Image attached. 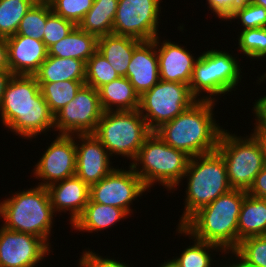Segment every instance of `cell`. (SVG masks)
Wrapping results in <instances>:
<instances>
[{
	"label": "cell",
	"instance_id": "23",
	"mask_svg": "<svg viewBox=\"0 0 266 267\" xmlns=\"http://www.w3.org/2000/svg\"><path fill=\"white\" fill-rule=\"evenodd\" d=\"M98 37L76 26L66 37L48 48V56L84 61L97 51Z\"/></svg>",
	"mask_w": 266,
	"mask_h": 267
},
{
	"label": "cell",
	"instance_id": "16",
	"mask_svg": "<svg viewBox=\"0 0 266 267\" xmlns=\"http://www.w3.org/2000/svg\"><path fill=\"white\" fill-rule=\"evenodd\" d=\"M75 140V175L89 186L98 183L114 169L107 149L93 134H76Z\"/></svg>",
	"mask_w": 266,
	"mask_h": 267
},
{
	"label": "cell",
	"instance_id": "30",
	"mask_svg": "<svg viewBox=\"0 0 266 267\" xmlns=\"http://www.w3.org/2000/svg\"><path fill=\"white\" fill-rule=\"evenodd\" d=\"M37 0H0V37L15 35L20 21Z\"/></svg>",
	"mask_w": 266,
	"mask_h": 267
},
{
	"label": "cell",
	"instance_id": "7",
	"mask_svg": "<svg viewBox=\"0 0 266 267\" xmlns=\"http://www.w3.org/2000/svg\"><path fill=\"white\" fill-rule=\"evenodd\" d=\"M236 58L235 55L217 49H207L200 54L189 84L192 95L197 100L217 102L216 97L238 89L236 86L241 82L242 69Z\"/></svg>",
	"mask_w": 266,
	"mask_h": 267
},
{
	"label": "cell",
	"instance_id": "6",
	"mask_svg": "<svg viewBox=\"0 0 266 267\" xmlns=\"http://www.w3.org/2000/svg\"><path fill=\"white\" fill-rule=\"evenodd\" d=\"M189 159L186 153L167 145L152 132L130 166L148 190L158 182L171 192L181 183Z\"/></svg>",
	"mask_w": 266,
	"mask_h": 267
},
{
	"label": "cell",
	"instance_id": "44",
	"mask_svg": "<svg viewBox=\"0 0 266 267\" xmlns=\"http://www.w3.org/2000/svg\"><path fill=\"white\" fill-rule=\"evenodd\" d=\"M159 267H180L179 264L175 261L174 257L172 260H167L165 261L163 264L161 263V265Z\"/></svg>",
	"mask_w": 266,
	"mask_h": 267
},
{
	"label": "cell",
	"instance_id": "5",
	"mask_svg": "<svg viewBox=\"0 0 266 267\" xmlns=\"http://www.w3.org/2000/svg\"><path fill=\"white\" fill-rule=\"evenodd\" d=\"M54 214L48 190L40 185L19 190L0 202V217L4 219L2 226L40 237L50 248Z\"/></svg>",
	"mask_w": 266,
	"mask_h": 267
},
{
	"label": "cell",
	"instance_id": "40",
	"mask_svg": "<svg viewBox=\"0 0 266 267\" xmlns=\"http://www.w3.org/2000/svg\"><path fill=\"white\" fill-rule=\"evenodd\" d=\"M253 104L252 110L256 122L252 133L256 136H266V95L261 96L257 101L255 100Z\"/></svg>",
	"mask_w": 266,
	"mask_h": 267
},
{
	"label": "cell",
	"instance_id": "38",
	"mask_svg": "<svg viewBox=\"0 0 266 267\" xmlns=\"http://www.w3.org/2000/svg\"><path fill=\"white\" fill-rule=\"evenodd\" d=\"M130 267L124 262L116 261L114 258H103L96 252L85 250L78 261V267Z\"/></svg>",
	"mask_w": 266,
	"mask_h": 267
},
{
	"label": "cell",
	"instance_id": "24",
	"mask_svg": "<svg viewBox=\"0 0 266 267\" xmlns=\"http://www.w3.org/2000/svg\"><path fill=\"white\" fill-rule=\"evenodd\" d=\"M98 93L104 112L139 109L140 96L126 77H119L101 86Z\"/></svg>",
	"mask_w": 266,
	"mask_h": 267
},
{
	"label": "cell",
	"instance_id": "13",
	"mask_svg": "<svg viewBox=\"0 0 266 267\" xmlns=\"http://www.w3.org/2000/svg\"><path fill=\"white\" fill-rule=\"evenodd\" d=\"M128 169L116 167L98 183L91 185L90 199L123 209L131 216L133 209L130 206L133 201L149 190L130 165Z\"/></svg>",
	"mask_w": 266,
	"mask_h": 267
},
{
	"label": "cell",
	"instance_id": "17",
	"mask_svg": "<svg viewBox=\"0 0 266 267\" xmlns=\"http://www.w3.org/2000/svg\"><path fill=\"white\" fill-rule=\"evenodd\" d=\"M161 45H160V44ZM160 80L190 84L196 60L187 48L156 37Z\"/></svg>",
	"mask_w": 266,
	"mask_h": 267
},
{
	"label": "cell",
	"instance_id": "36",
	"mask_svg": "<svg viewBox=\"0 0 266 267\" xmlns=\"http://www.w3.org/2000/svg\"><path fill=\"white\" fill-rule=\"evenodd\" d=\"M94 0H48L52 11L64 19L74 22L76 25L83 19Z\"/></svg>",
	"mask_w": 266,
	"mask_h": 267
},
{
	"label": "cell",
	"instance_id": "8",
	"mask_svg": "<svg viewBox=\"0 0 266 267\" xmlns=\"http://www.w3.org/2000/svg\"><path fill=\"white\" fill-rule=\"evenodd\" d=\"M249 135L237 136L223 129L216 149L223 157L232 189L246 192L266 165L262 142L253 133Z\"/></svg>",
	"mask_w": 266,
	"mask_h": 267
},
{
	"label": "cell",
	"instance_id": "10",
	"mask_svg": "<svg viewBox=\"0 0 266 267\" xmlns=\"http://www.w3.org/2000/svg\"><path fill=\"white\" fill-rule=\"evenodd\" d=\"M196 101L188 84L159 80L140 96L139 112L155 132Z\"/></svg>",
	"mask_w": 266,
	"mask_h": 267
},
{
	"label": "cell",
	"instance_id": "45",
	"mask_svg": "<svg viewBox=\"0 0 266 267\" xmlns=\"http://www.w3.org/2000/svg\"><path fill=\"white\" fill-rule=\"evenodd\" d=\"M251 3L263 6L266 9V0H250Z\"/></svg>",
	"mask_w": 266,
	"mask_h": 267
},
{
	"label": "cell",
	"instance_id": "18",
	"mask_svg": "<svg viewBox=\"0 0 266 267\" xmlns=\"http://www.w3.org/2000/svg\"><path fill=\"white\" fill-rule=\"evenodd\" d=\"M6 41L10 72L13 75L34 76L48 56L44 42L23 35L9 36Z\"/></svg>",
	"mask_w": 266,
	"mask_h": 267
},
{
	"label": "cell",
	"instance_id": "11",
	"mask_svg": "<svg viewBox=\"0 0 266 267\" xmlns=\"http://www.w3.org/2000/svg\"><path fill=\"white\" fill-rule=\"evenodd\" d=\"M98 90L83 84L75 98L54 115L58 135L93 134L103 115Z\"/></svg>",
	"mask_w": 266,
	"mask_h": 267
},
{
	"label": "cell",
	"instance_id": "49",
	"mask_svg": "<svg viewBox=\"0 0 266 267\" xmlns=\"http://www.w3.org/2000/svg\"><path fill=\"white\" fill-rule=\"evenodd\" d=\"M218 267H222L223 265H217ZM223 267H234L231 263L230 264H228V266H227V263H226V265H224Z\"/></svg>",
	"mask_w": 266,
	"mask_h": 267
},
{
	"label": "cell",
	"instance_id": "25",
	"mask_svg": "<svg viewBox=\"0 0 266 267\" xmlns=\"http://www.w3.org/2000/svg\"><path fill=\"white\" fill-rule=\"evenodd\" d=\"M34 76L38 83L85 81L86 63L74 58L47 56Z\"/></svg>",
	"mask_w": 266,
	"mask_h": 267
},
{
	"label": "cell",
	"instance_id": "37",
	"mask_svg": "<svg viewBox=\"0 0 266 267\" xmlns=\"http://www.w3.org/2000/svg\"><path fill=\"white\" fill-rule=\"evenodd\" d=\"M77 25L52 12L46 19L43 39L46 48L66 37Z\"/></svg>",
	"mask_w": 266,
	"mask_h": 267
},
{
	"label": "cell",
	"instance_id": "9",
	"mask_svg": "<svg viewBox=\"0 0 266 267\" xmlns=\"http://www.w3.org/2000/svg\"><path fill=\"white\" fill-rule=\"evenodd\" d=\"M152 133L139 109L103 112L93 135L111 157L136 158L146 138Z\"/></svg>",
	"mask_w": 266,
	"mask_h": 267
},
{
	"label": "cell",
	"instance_id": "33",
	"mask_svg": "<svg viewBox=\"0 0 266 267\" xmlns=\"http://www.w3.org/2000/svg\"><path fill=\"white\" fill-rule=\"evenodd\" d=\"M119 77L120 76L116 73L111 64L98 51L86 62L85 84L96 90Z\"/></svg>",
	"mask_w": 266,
	"mask_h": 267
},
{
	"label": "cell",
	"instance_id": "39",
	"mask_svg": "<svg viewBox=\"0 0 266 267\" xmlns=\"http://www.w3.org/2000/svg\"><path fill=\"white\" fill-rule=\"evenodd\" d=\"M209 10L211 9L218 18L223 21L238 7L245 5L250 0H206Z\"/></svg>",
	"mask_w": 266,
	"mask_h": 267
},
{
	"label": "cell",
	"instance_id": "15",
	"mask_svg": "<svg viewBox=\"0 0 266 267\" xmlns=\"http://www.w3.org/2000/svg\"><path fill=\"white\" fill-rule=\"evenodd\" d=\"M50 251L40 237L0 227V267H37Z\"/></svg>",
	"mask_w": 266,
	"mask_h": 267
},
{
	"label": "cell",
	"instance_id": "48",
	"mask_svg": "<svg viewBox=\"0 0 266 267\" xmlns=\"http://www.w3.org/2000/svg\"><path fill=\"white\" fill-rule=\"evenodd\" d=\"M265 79H266V72H265V74H263V75H261V77L259 78V82L261 83V82H265Z\"/></svg>",
	"mask_w": 266,
	"mask_h": 267
},
{
	"label": "cell",
	"instance_id": "31",
	"mask_svg": "<svg viewBox=\"0 0 266 267\" xmlns=\"http://www.w3.org/2000/svg\"><path fill=\"white\" fill-rule=\"evenodd\" d=\"M52 12L48 0H37L20 21L15 35L42 40L46 19Z\"/></svg>",
	"mask_w": 266,
	"mask_h": 267
},
{
	"label": "cell",
	"instance_id": "26",
	"mask_svg": "<svg viewBox=\"0 0 266 267\" xmlns=\"http://www.w3.org/2000/svg\"><path fill=\"white\" fill-rule=\"evenodd\" d=\"M260 235H266V200L247 194L238 217V244Z\"/></svg>",
	"mask_w": 266,
	"mask_h": 267
},
{
	"label": "cell",
	"instance_id": "28",
	"mask_svg": "<svg viewBox=\"0 0 266 267\" xmlns=\"http://www.w3.org/2000/svg\"><path fill=\"white\" fill-rule=\"evenodd\" d=\"M176 231L179 234L189 236L194 242L193 245L186 247L180 256L174 258L180 267H211L214 262L212 252H221L226 254L219 246L205 241L193 238L182 226H177ZM212 250V251H211ZM211 252V253H209Z\"/></svg>",
	"mask_w": 266,
	"mask_h": 267
},
{
	"label": "cell",
	"instance_id": "4",
	"mask_svg": "<svg viewBox=\"0 0 266 267\" xmlns=\"http://www.w3.org/2000/svg\"><path fill=\"white\" fill-rule=\"evenodd\" d=\"M183 178H187V187L178 226H182L199 209L232 190L225 162L217 150L191 157Z\"/></svg>",
	"mask_w": 266,
	"mask_h": 267
},
{
	"label": "cell",
	"instance_id": "27",
	"mask_svg": "<svg viewBox=\"0 0 266 267\" xmlns=\"http://www.w3.org/2000/svg\"><path fill=\"white\" fill-rule=\"evenodd\" d=\"M117 6L118 0H94L77 26L97 37L112 34Z\"/></svg>",
	"mask_w": 266,
	"mask_h": 267
},
{
	"label": "cell",
	"instance_id": "42",
	"mask_svg": "<svg viewBox=\"0 0 266 267\" xmlns=\"http://www.w3.org/2000/svg\"><path fill=\"white\" fill-rule=\"evenodd\" d=\"M0 69L9 70L8 45L3 37H0Z\"/></svg>",
	"mask_w": 266,
	"mask_h": 267
},
{
	"label": "cell",
	"instance_id": "29",
	"mask_svg": "<svg viewBox=\"0 0 266 267\" xmlns=\"http://www.w3.org/2000/svg\"><path fill=\"white\" fill-rule=\"evenodd\" d=\"M40 91L48 104L50 112L55 115L70 103L85 81H62L54 83H38Z\"/></svg>",
	"mask_w": 266,
	"mask_h": 267
},
{
	"label": "cell",
	"instance_id": "21",
	"mask_svg": "<svg viewBox=\"0 0 266 267\" xmlns=\"http://www.w3.org/2000/svg\"><path fill=\"white\" fill-rule=\"evenodd\" d=\"M141 40L123 35L107 34L98 37L97 51L111 64L120 77H126L134 48Z\"/></svg>",
	"mask_w": 266,
	"mask_h": 267
},
{
	"label": "cell",
	"instance_id": "46",
	"mask_svg": "<svg viewBox=\"0 0 266 267\" xmlns=\"http://www.w3.org/2000/svg\"><path fill=\"white\" fill-rule=\"evenodd\" d=\"M235 259L236 260L231 263L234 267H248L245 266L236 256Z\"/></svg>",
	"mask_w": 266,
	"mask_h": 267
},
{
	"label": "cell",
	"instance_id": "12",
	"mask_svg": "<svg viewBox=\"0 0 266 267\" xmlns=\"http://www.w3.org/2000/svg\"><path fill=\"white\" fill-rule=\"evenodd\" d=\"M162 0H118L113 34L141 41L154 40L159 34Z\"/></svg>",
	"mask_w": 266,
	"mask_h": 267
},
{
	"label": "cell",
	"instance_id": "3",
	"mask_svg": "<svg viewBox=\"0 0 266 267\" xmlns=\"http://www.w3.org/2000/svg\"><path fill=\"white\" fill-rule=\"evenodd\" d=\"M246 195V191L232 189L195 212L182 227L193 238L232 253L238 246V217Z\"/></svg>",
	"mask_w": 266,
	"mask_h": 267
},
{
	"label": "cell",
	"instance_id": "19",
	"mask_svg": "<svg viewBox=\"0 0 266 267\" xmlns=\"http://www.w3.org/2000/svg\"><path fill=\"white\" fill-rule=\"evenodd\" d=\"M126 78L141 96L159 82L156 38L141 41L135 48L127 68Z\"/></svg>",
	"mask_w": 266,
	"mask_h": 267
},
{
	"label": "cell",
	"instance_id": "2",
	"mask_svg": "<svg viewBox=\"0 0 266 267\" xmlns=\"http://www.w3.org/2000/svg\"><path fill=\"white\" fill-rule=\"evenodd\" d=\"M216 102L197 100L155 133L169 146L190 158L216 151L223 127L216 122ZM218 123V124H217Z\"/></svg>",
	"mask_w": 266,
	"mask_h": 267
},
{
	"label": "cell",
	"instance_id": "47",
	"mask_svg": "<svg viewBox=\"0 0 266 267\" xmlns=\"http://www.w3.org/2000/svg\"><path fill=\"white\" fill-rule=\"evenodd\" d=\"M260 141L262 142L264 153H265V162H266V136H258Z\"/></svg>",
	"mask_w": 266,
	"mask_h": 267
},
{
	"label": "cell",
	"instance_id": "32",
	"mask_svg": "<svg viewBox=\"0 0 266 267\" xmlns=\"http://www.w3.org/2000/svg\"><path fill=\"white\" fill-rule=\"evenodd\" d=\"M230 254L236 256L245 266L266 267V235L241 240Z\"/></svg>",
	"mask_w": 266,
	"mask_h": 267
},
{
	"label": "cell",
	"instance_id": "41",
	"mask_svg": "<svg viewBox=\"0 0 266 267\" xmlns=\"http://www.w3.org/2000/svg\"><path fill=\"white\" fill-rule=\"evenodd\" d=\"M247 194L266 200V165L256 175L255 180Z\"/></svg>",
	"mask_w": 266,
	"mask_h": 267
},
{
	"label": "cell",
	"instance_id": "1",
	"mask_svg": "<svg viewBox=\"0 0 266 267\" xmlns=\"http://www.w3.org/2000/svg\"><path fill=\"white\" fill-rule=\"evenodd\" d=\"M1 123L24 139L54 131V115L35 76L12 75L0 103Z\"/></svg>",
	"mask_w": 266,
	"mask_h": 267
},
{
	"label": "cell",
	"instance_id": "35",
	"mask_svg": "<svg viewBox=\"0 0 266 267\" xmlns=\"http://www.w3.org/2000/svg\"><path fill=\"white\" fill-rule=\"evenodd\" d=\"M239 19L242 30L266 27V9L251 2L236 7L226 21Z\"/></svg>",
	"mask_w": 266,
	"mask_h": 267
},
{
	"label": "cell",
	"instance_id": "20",
	"mask_svg": "<svg viewBox=\"0 0 266 267\" xmlns=\"http://www.w3.org/2000/svg\"><path fill=\"white\" fill-rule=\"evenodd\" d=\"M54 213H70V224L83 213L90 200V186L76 175L46 187Z\"/></svg>",
	"mask_w": 266,
	"mask_h": 267
},
{
	"label": "cell",
	"instance_id": "43",
	"mask_svg": "<svg viewBox=\"0 0 266 267\" xmlns=\"http://www.w3.org/2000/svg\"><path fill=\"white\" fill-rule=\"evenodd\" d=\"M12 73L10 70H1L0 69V103L3 98V94L5 92L6 85L10 78L12 77Z\"/></svg>",
	"mask_w": 266,
	"mask_h": 267
},
{
	"label": "cell",
	"instance_id": "22",
	"mask_svg": "<svg viewBox=\"0 0 266 267\" xmlns=\"http://www.w3.org/2000/svg\"><path fill=\"white\" fill-rule=\"evenodd\" d=\"M129 214L118 207L93 202L91 199L85 206L83 213L71 225L79 232L93 233L106 230L121 219H126Z\"/></svg>",
	"mask_w": 266,
	"mask_h": 267
},
{
	"label": "cell",
	"instance_id": "34",
	"mask_svg": "<svg viewBox=\"0 0 266 267\" xmlns=\"http://www.w3.org/2000/svg\"><path fill=\"white\" fill-rule=\"evenodd\" d=\"M238 48L249 59L266 57V27L245 29L239 32Z\"/></svg>",
	"mask_w": 266,
	"mask_h": 267
},
{
	"label": "cell",
	"instance_id": "14",
	"mask_svg": "<svg viewBox=\"0 0 266 267\" xmlns=\"http://www.w3.org/2000/svg\"><path fill=\"white\" fill-rule=\"evenodd\" d=\"M33 169L37 185L48 187L76 174L75 135H57Z\"/></svg>",
	"mask_w": 266,
	"mask_h": 267
}]
</instances>
